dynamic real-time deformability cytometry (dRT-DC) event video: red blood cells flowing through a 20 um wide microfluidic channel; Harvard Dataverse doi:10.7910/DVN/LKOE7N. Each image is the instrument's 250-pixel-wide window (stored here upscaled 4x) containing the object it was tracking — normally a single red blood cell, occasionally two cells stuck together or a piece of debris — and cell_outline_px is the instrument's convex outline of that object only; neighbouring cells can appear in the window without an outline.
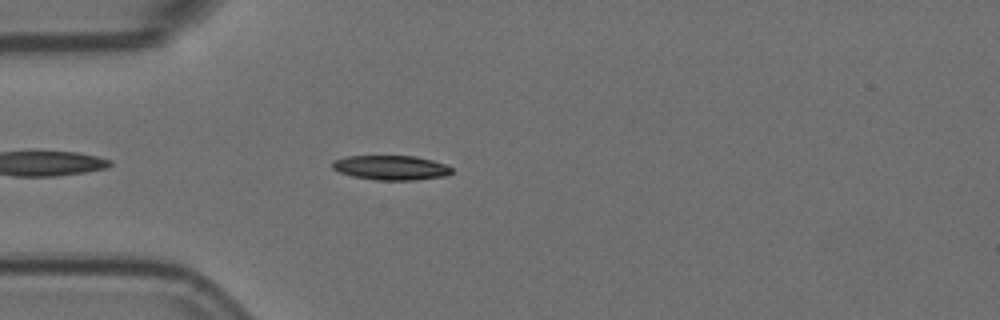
{"species": "Egyptian fruit bat (a non-hibernating species)", "species_latin": "Rousettus aegyptiacus", "temperature_condition": "room temperature", "stored_images_in_passage": 3, "camera_frame_rate_fps": 3000, "um_per_image_px": 0.085, "animal": {"sex": "female"}, "frame": {"image": 1, "passage_image": 3, "time_ms": 0.667, "image_size_px": [1000, 320], "cell_outline_px": [[452, 172], [448, 176], [416, 180], [376, 180], [352, 176], [340, 172], [332, 168], [332, 160], [344, 156], [416, 156], [432, 160], [444, 164], [452, 168]], "centroid_in_image_um": [33.23, 14.25], "position_along_channel_um": 51.8, "area_um2": 17.22}}